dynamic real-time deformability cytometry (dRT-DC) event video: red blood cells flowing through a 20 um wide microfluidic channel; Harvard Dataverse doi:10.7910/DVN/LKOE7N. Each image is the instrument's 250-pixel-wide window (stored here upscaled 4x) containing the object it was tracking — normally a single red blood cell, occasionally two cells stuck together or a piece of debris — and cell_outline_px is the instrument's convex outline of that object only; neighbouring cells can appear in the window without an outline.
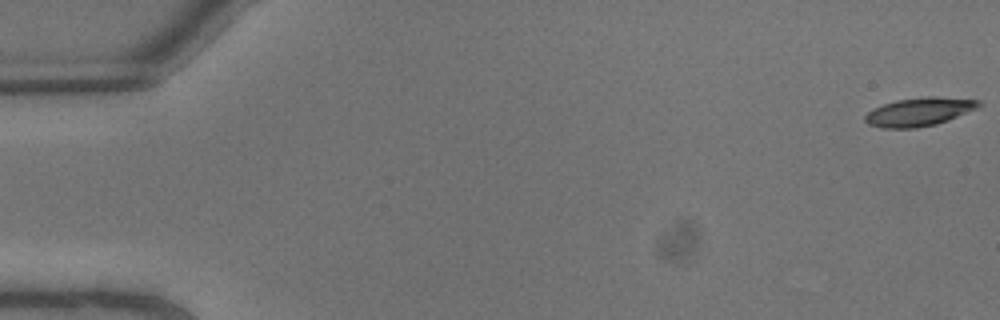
{"species": "common noctule bat (a hibernating species)", "species_latin": "Nyctalus noctula", "temperature_condition": "warm", "stored_images_in_passage": 7, "camera_frame_rate_fps": 3000, "um_per_image_px": 0.085, "animal": {"sex": "male", "body_mass_g": 13.3}, "frame": {"image": 1, "passage_image": 1, "time_ms": 0.0, "image_size_px": [1000, 320], "cell_outline_px": [[984, 104], [980, 108], [948, 120], [936, 124], [916, 128], [880, 128], [868, 124], [864, 120], [864, 116], [872, 108], [896, 100], [924, 96], [936, 96], [980, 100]], "centroid_in_image_um": [78.17, 9.49], "position_along_channel_um": 6.8, "area_um2": 19.19}}
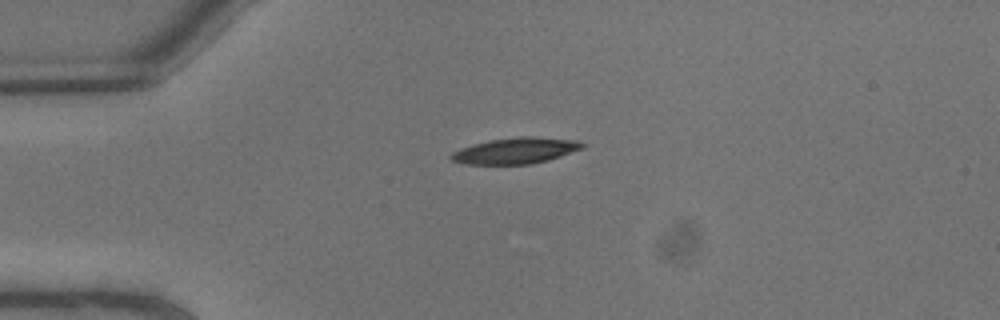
{"frame": {"image": 2, "passage_image": 6, "time_ms": 1.667, "image_size_px": [1000, 320], "cell_outline_px": [[584, 144], [580, 148], [560, 156], [548, 160], [528, 164], [464, 164], [452, 160], [448, 156], [452, 152], [460, 148], [492, 140], [520, 136], [532, 136], [576, 140]], "centroid_in_image_um": [43.78, 12.81], "position_along_channel_um": 41.2, "area_um2": 19.54}}